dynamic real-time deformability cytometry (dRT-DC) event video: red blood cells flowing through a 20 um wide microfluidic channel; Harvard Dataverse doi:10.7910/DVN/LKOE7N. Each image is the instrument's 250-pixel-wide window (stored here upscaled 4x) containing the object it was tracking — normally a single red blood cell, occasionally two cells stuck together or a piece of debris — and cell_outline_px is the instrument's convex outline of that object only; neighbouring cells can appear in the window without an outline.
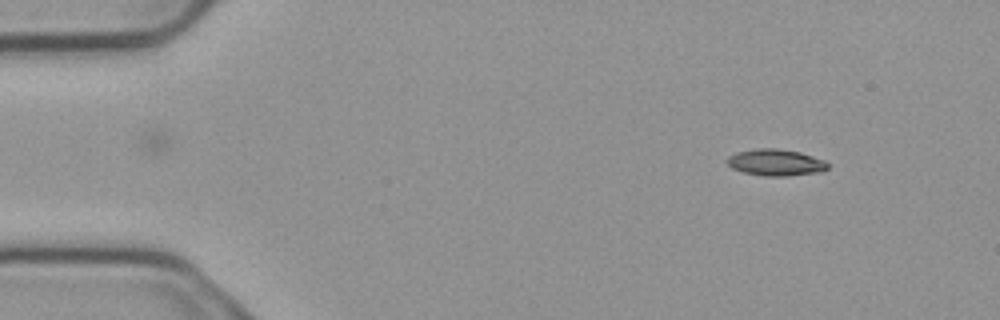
{"species": "common noctule bat (a hibernating species)", "species_latin": "Nyctalus noctula", "temperature_condition": "cold", "stored_images_in_passage": 6, "camera_frame_rate_fps": 3000, "um_per_image_px": 0.085, "animal": {"sex": "male", "body_mass_g": 23.1, "forearm_length_mm": 52.7}, "frame": {"image": 1, "passage_image": 1, "time_ms": 0.0, "image_size_px": [1000, 320], "cell_outline_px": [[828, 168], [820, 172], [788, 176], [764, 176], [744, 172], [732, 168], [724, 160], [728, 156], [736, 152], [756, 148], [776, 148], [800, 152], [824, 160], [828, 164]], "centroid_in_image_um": [65.9, 13.8], "position_along_channel_um": 19.1, "area_um2": 15.66}}
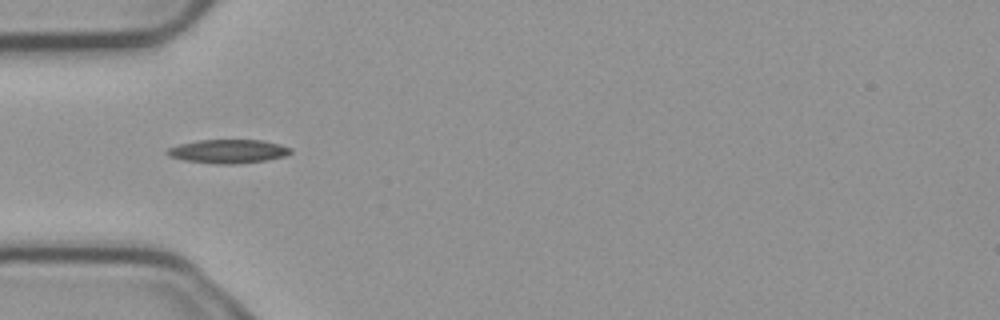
{"frame": {"image": 2, "passage_image": 4, "time_ms": 1.0, "image_size_px": [1000, 320], "cell_outline_px": [[292, 152], [284, 156], [264, 160], [232, 164], [216, 164], [184, 160], [168, 156], [164, 152], [168, 148], [180, 144], [200, 140], [264, 140], [280, 144], [292, 148]], "centroid_in_image_um": [19.38, 12.86], "position_along_channel_um": 65.6, "area_um2": 16.99}}
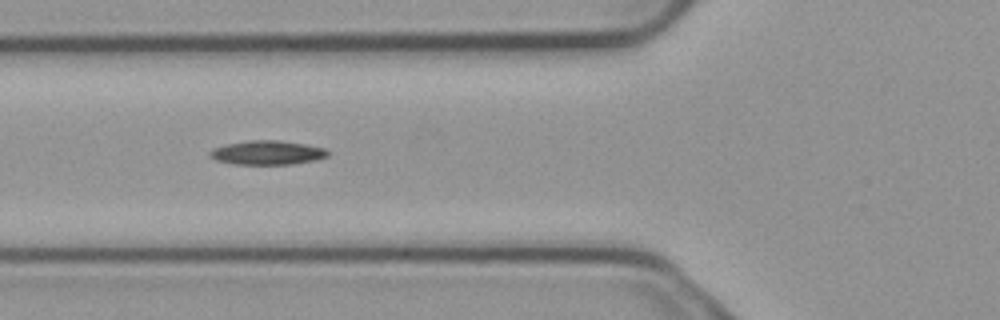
{"frame": {"image": 3, "passage_image": 5, "time_ms": 1.333, "image_size_px": [1000, 320], "cell_outline_px": [[328, 156], [316, 160], [292, 164], [232, 164], [216, 160], [208, 156], [208, 152], [212, 148], [224, 144], [248, 140], [280, 140], [304, 144], [324, 148], [328, 152]], "centroid_in_image_um": [22.66, 12.97], "position_along_channel_um": 103.1, "area_um2": 16.7}}